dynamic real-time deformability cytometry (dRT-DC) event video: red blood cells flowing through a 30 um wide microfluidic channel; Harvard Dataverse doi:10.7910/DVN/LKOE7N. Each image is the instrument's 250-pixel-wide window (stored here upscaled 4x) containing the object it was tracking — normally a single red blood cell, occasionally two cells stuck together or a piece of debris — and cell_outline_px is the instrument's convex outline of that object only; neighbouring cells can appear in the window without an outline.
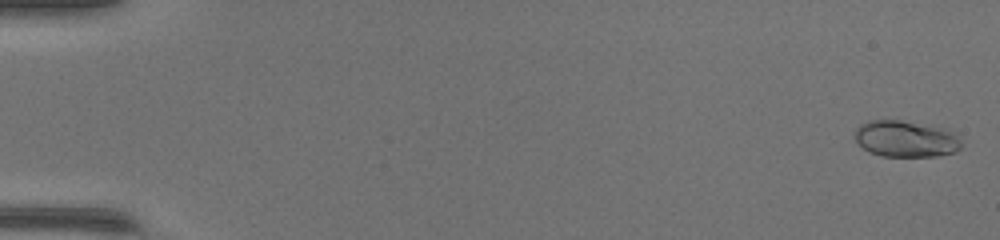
{"species": "common noctule bat (a hibernating species)", "species_latin": "Nyctalus noctula", "temperature_condition": "warm", "stored_images_in_passage": 50, "camera_frame_rate_fps": 3000, "um_per_image_px": 0.085, "animal": {"sex": "female", "body_mass_g": 17.0, "forearm_length_mm": 48.0}, "frame": {"image": 1, "passage_image": 2, "time_ms": 0.333, "image_size_px": [1000, 240], "cell_outline_px": [[960, 148], [956, 152], [936, 156], [880, 156], [868, 152], [856, 140], [856, 128], [860, 124], [868, 120], [900, 120], [948, 128], [960, 140]], "centroid_in_image_um": [76.99, 11.8], "position_along_channel_um": 8.0, "area_um2": 22.66}}
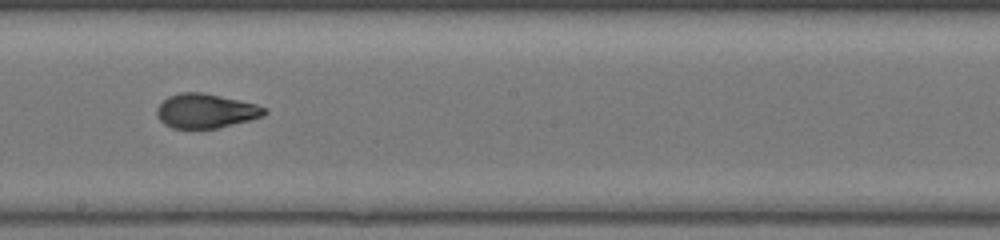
{"frame": {"image": 2, "passage_image": 30, "time_ms": 9.667, "image_size_px": [1000, 240], "cell_outline_px": [[268, 112], [264, 116], [216, 128], [172, 128], [164, 124], [160, 120], [156, 112], [156, 108], [168, 96], [180, 92], [200, 92], [256, 104], [268, 108]], "centroid_in_image_um": [17.48, 9.42], "position_along_channel_um": 230.7, "area_um2": 21.33}}
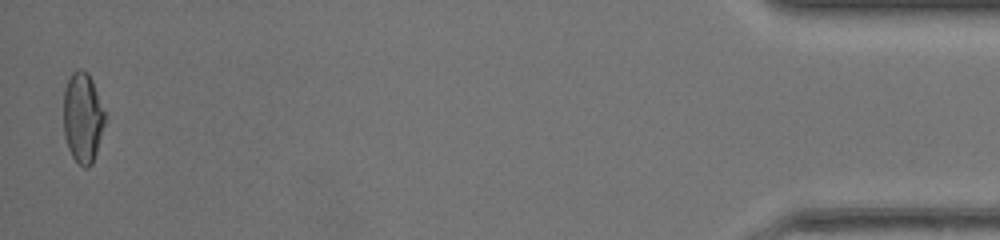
{"frame": {"image": 3, "passage_image": 50, "time_ms": 16.333, "image_size_px": [1000, 240], "cell_outline_px": [[104, 124], [96, 152], [92, 164], [88, 168], [84, 168], [72, 156], [68, 148], [64, 136], [64, 88], [72, 72], [80, 68], [88, 72], [92, 80], [104, 112]], "centroid_in_image_um": [7.01, 9.99], "position_along_channel_um": 428.2, "area_um2": 21.5}, "authors_computed_cell_mechanics": {"area_um2": 21.5594, "velocity_mm_per_s": 4.2824, "shape_relaxation_time_tau1_ms": 11.2794, "shape_relaxation_time_tau2_ms": null, "deformation_change_tau1": 0.3326, "deformation_change_tau2": null}}